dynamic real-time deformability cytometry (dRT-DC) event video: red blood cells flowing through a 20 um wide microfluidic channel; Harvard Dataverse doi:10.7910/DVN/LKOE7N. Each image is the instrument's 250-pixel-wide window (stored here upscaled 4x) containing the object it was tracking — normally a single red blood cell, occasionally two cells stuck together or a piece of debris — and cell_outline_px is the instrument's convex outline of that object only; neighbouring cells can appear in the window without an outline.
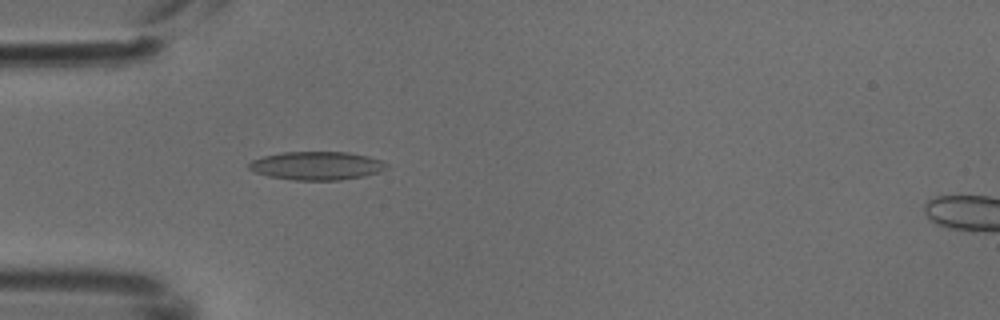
{"species": "common noctule bat (a hibernating species)", "species_latin": "Nyctalus noctula", "temperature_condition": "cold", "stored_images_in_passage": 5, "camera_frame_rate_fps": 3000, "um_per_image_px": 0.085, "animal": {"sex": "male", "body_mass_g": 18.8}, "frame": {"image": 1, "passage_image": 4, "time_ms": 1.0, "image_size_px": [1000, 320], "cell_outline_px": [[388, 168], [380, 172], [364, 176], [340, 180], [292, 180], [268, 176], [256, 172], [248, 168], [248, 164], [252, 160], [264, 156], [284, 152], [348, 152], [368, 156], [380, 160], [388, 164]], "centroid_in_image_um": [26.95, 14.09], "position_along_channel_um": 58.1, "area_um2": 22.77}}